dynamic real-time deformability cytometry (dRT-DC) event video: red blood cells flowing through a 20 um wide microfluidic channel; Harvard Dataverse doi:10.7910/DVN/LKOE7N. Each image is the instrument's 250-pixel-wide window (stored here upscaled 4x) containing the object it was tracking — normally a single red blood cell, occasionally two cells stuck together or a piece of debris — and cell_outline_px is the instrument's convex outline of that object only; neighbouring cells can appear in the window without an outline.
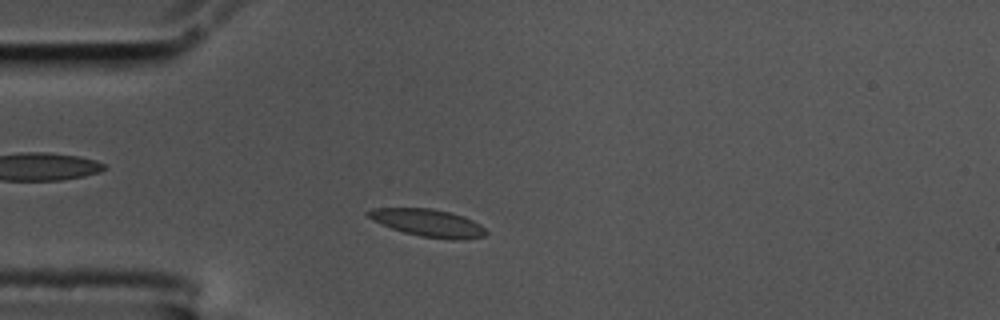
{"species": "common noctule bat (a hibernating species)", "species_latin": "Nyctalus noctula", "temperature_condition": "cold", "stored_images_in_passage": 21, "camera_frame_rate_fps": 3000, "um_per_image_px": 0.085, "animal": {"sex": "male", "body_mass_g": 17.5, "forearm_length_mm": 52.3}, "frame": {"image": 1, "passage_image": 8, "time_ms": 2.333, "image_size_px": [1000, 320], "cell_outline_px": [[488, 232], [484, 236], [464, 240], [452, 240], [420, 236], [404, 232], [392, 228], [372, 220], [364, 212], [372, 208], [432, 208], [464, 216], [480, 224]], "centroid_in_image_um": [36.39, 18.95], "position_along_channel_um": 48.6, "area_um2": 18.9}}
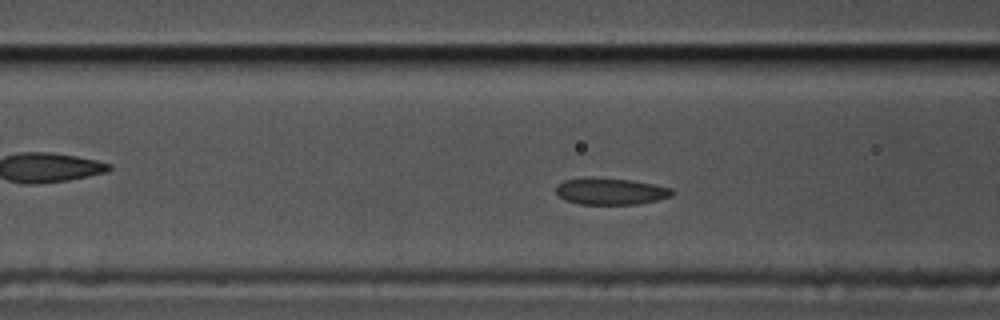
{"frame": {"image": 2, "passage_image": 15, "time_ms": 4.667, "image_size_px": [1000, 320], "cell_outline_px": [[676, 192], [672, 196], [656, 200], [636, 204], [580, 204], [564, 200], [556, 192], [556, 184], [564, 180], [592, 176], [632, 180], [672, 188]], "centroid_in_image_um": [51.88, 16.24], "position_along_channel_um": 114.7, "area_um2": 18.26}}
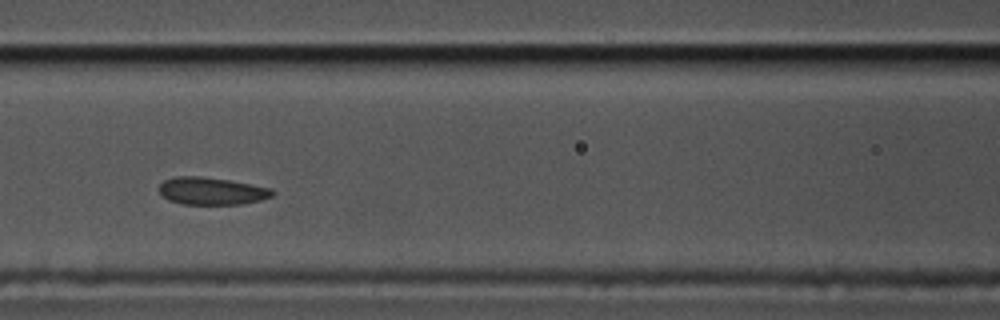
{"frame": {"image": 3, "passage_image": 18, "time_ms": 5.667, "image_size_px": [1000, 320], "cell_outline_px": [[276, 192], [272, 196], [260, 200], [240, 204], [184, 204], [168, 200], [160, 192], [160, 184], [164, 180], [176, 176], [200, 176], [228, 180], [272, 188]], "centroid_in_image_um": [18.0, 16.23], "position_along_channel_um": 148.6, "area_um2": 17.98}}